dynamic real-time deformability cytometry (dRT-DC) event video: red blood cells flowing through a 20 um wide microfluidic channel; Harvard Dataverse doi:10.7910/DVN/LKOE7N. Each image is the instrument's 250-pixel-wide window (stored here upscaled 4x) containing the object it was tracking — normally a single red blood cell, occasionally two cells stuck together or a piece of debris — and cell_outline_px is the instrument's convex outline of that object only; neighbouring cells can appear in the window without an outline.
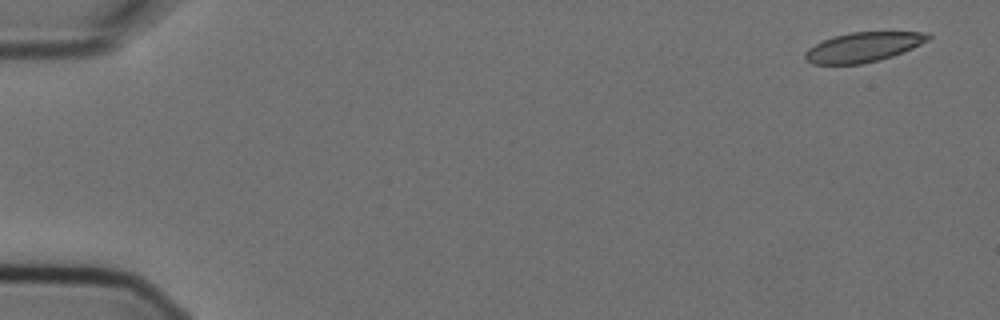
{"species": "Egyptian fruit bat (a non-hibernating species)", "species_latin": "Rousettus aegyptiacus", "temperature_condition": "cold", "stored_images_in_passage": 2, "segment_of_instrument_passage": [2, 2], "camera_frame_rate_fps": 3000, "um_per_image_px": 0.085, "animal": {"sex": "female"}, "frame": {"image": 1, "passage_image": 2, "time_ms": 0.333, "image_size_px": [1000, 320], "cell_outline_px": [[932, 36], [928, 40], [912, 48], [892, 56], [880, 60], [860, 64], [812, 64], [804, 56], [804, 52], [808, 48], [832, 36], [852, 32], [932, 32]], "centroid_in_image_um": [73.39, 4.0], "position_along_channel_um": 11.6, "area_um2": 21.21}}